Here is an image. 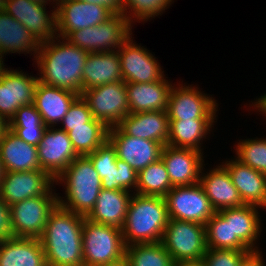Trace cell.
Returning <instances> with one entry per match:
<instances>
[{
	"label": "cell",
	"mask_w": 266,
	"mask_h": 266,
	"mask_svg": "<svg viewBox=\"0 0 266 266\" xmlns=\"http://www.w3.org/2000/svg\"><path fill=\"white\" fill-rule=\"evenodd\" d=\"M3 174H4V168L2 166V161H1V157H0V181L3 177Z\"/></svg>",
	"instance_id": "53"
},
{
	"label": "cell",
	"mask_w": 266,
	"mask_h": 266,
	"mask_svg": "<svg viewBox=\"0 0 266 266\" xmlns=\"http://www.w3.org/2000/svg\"><path fill=\"white\" fill-rule=\"evenodd\" d=\"M176 83L169 94L167 108L169 120L217 119L216 113L219 107L212 95L204 93L193 84L186 86L183 81L182 84L180 81Z\"/></svg>",
	"instance_id": "10"
},
{
	"label": "cell",
	"mask_w": 266,
	"mask_h": 266,
	"mask_svg": "<svg viewBox=\"0 0 266 266\" xmlns=\"http://www.w3.org/2000/svg\"><path fill=\"white\" fill-rule=\"evenodd\" d=\"M130 37L118 50L125 83H152L165 77L157 57Z\"/></svg>",
	"instance_id": "12"
},
{
	"label": "cell",
	"mask_w": 266,
	"mask_h": 266,
	"mask_svg": "<svg viewBox=\"0 0 266 266\" xmlns=\"http://www.w3.org/2000/svg\"><path fill=\"white\" fill-rule=\"evenodd\" d=\"M46 125L9 126V129L20 139L37 147L42 140Z\"/></svg>",
	"instance_id": "43"
},
{
	"label": "cell",
	"mask_w": 266,
	"mask_h": 266,
	"mask_svg": "<svg viewBox=\"0 0 266 266\" xmlns=\"http://www.w3.org/2000/svg\"><path fill=\"white\" fill-rule=\"evenodd\" d=\"M174 2V0H124L123 14L132 25H135L133 24L135 22L146 23L158 15L161 16Z\"/></svg>",
	"instance_id": "36"
},
{
	"label": "cell",
	"mask_w": 266,
	"mask_h": 266,
	"mask_svg": "<svg viewBox=\"0 0 266 266\" xmlns=\"http://www.w3.org/2000/svg\"><path fill=\"white\" fill-rule=\"evenodd\" d=\"M108 132L103 122L93 118L86 126L70 127L68 136L76 154L87 156L108 140Z\"/></svg>",
	"instance_id": "32"
},
{
	"label": "cell",
	"mask_w": 266,
	"mask_h": 266,
	"mask_svg": "<svg viewBox=\"0 0 266 266\" xmlns=\"http://www.w3.org/2000/svg\"><path fill=\"white\" fill-rule=\"evenodd\" d=\"M108 140L116 148L117 158L137 173L158 161L164 147L156 141L128 136L118 126L109 128Z\"/></svg>",
	"instance_id": "18"
},
{
	"label": "cell",
	"mask_w": 266,
	"mask_h": 266,
	"mask_svg": "<svg viewBox=\"0 0 266 266\" xmlns=\"http://www.w3.org/2000/svg\"><path fill=\"white\" fill-rule=\"evenodd\" d=\"M4 64L5 63L0 60V71H1V68L4 66Z\"/></svg>",
	"instance_id": "54"
},
{
	"label": "cell",
	"mask_w": 266,
	"mask_h": 266,
	"mask_svg": "<svg viewBox=\"0 0 266 266\" xmlns=\"http://www.w3.org/2000/svg\"><path fill=\"white\" fill-rule=\"evenodd\" d=\"M55 179L43 170L9 172L4 171L0 181V197L9 206L28 198L47 194Z\"/></svg>",
	"instance_id": "15"
},
{
	"label": "cell",
	"mask_w": 266,
	"mask_h": 266,
	"mask_svg": "<svg viewBox=\"0 0 266 266\" xmlns=\"http://www.w3.org/2000/svg\"><path fill=\"white\" fill-rule=\"evenodd\" d=\"M49 13L46 5L30 0H8L5 12L18 20L41 44L57 36L56 7Z\"/></svg>",
	"instance_id": "16"
},
{
	"label": "cell",
	"mask_w": 266,
	"mask_h": 266,
	"mask_svg": "<svg viewBox=\"0 0 266 266\" xmlns=\"http://www.w3.org/2000/svg\"><path fill=\"white\" fill-rule=\"evenodd\" d=\"M161 242L175 262L203 260L207 251L205 225L169 219Z\"/></svg>",
	"instance_id": "8"
},
{
	"label": "cell",
	"mask_w": 266,
	"mask_h": 266,
	"mask_svg": "<svg viewBox=\"0 0 266 266\" xmlns=\"http://www.w3.org/2000/svg\"><path fill=\"white\" fill-rule=\"evenodd\" d=\"M174 266H206L203 260L175 262Z\"/></svg>",
	"instance_id": "48"
},
{
	"label": "cell",
	"mask_w": 266,
	"mask_h": 266,
	"mask_svg": "<svg viewBox=\"0 0 266 266\" xmlns=\"http://www.w3.org/2000/svg\"><path fill=\"white\" fill-rule=\"evenodd\" d=\"M94 165L95 171L103 179V174H109L116 167L117 153L116 148L107 140L94 152L87 155Z\"/></svg>",
	"instance_id": "39"
},
{
	"label": "cell",
	"mask_w": 266,
	"mask_h": 266,
	"mask_svg": "<svg viewBox=\"0 0 266 266\" xmlns=\"http://www.w3.org/2000/svg\"><path fill=\"white\" fill-rule=\"evenodd\" d=\"M14 238L9 205L0 197V241Z\"/></svg>",
	"instance_id": "44"
},
{
	"label": "cell",
	"mask_w": 266,
	"mask_h": 266,
	"mask_svg": "<svg viewBox=\"0 0 266 266\" xmlns=\"http://www.w3.org/2000/svg\"><path fill=\"white\" fill-rule=\"evenodd\" d=\"M41 170L55 180L78 157L68 133L59 127H48L37 146Z\"/></svg>",
	"instance_id": "17"
},
{
	"label": "cell",
	"mask_w": 266,
	"mask_h": 266,
	"mask_svg": "<svg viewBox=\"0 0 266 266\" xmlns=\"http://www.w3.org/2000/svg\"><path fill=\"white\" fill-rule=\"evenodd\" d=\"M205 153L191 148L173 147L166 144L161 159L166 166L173 187L199 183Z\"/></svg>",
	"instance_id": "19"
},
{
	"label": "cell",
	"mask_w": 266,
	"mask_h": 266,
	"mask_svg": "<svg viewBox=\"0 0 266 266\" xmlns=\"http://www.w3.org/2000/svg\"><path fill=\"white\" fill-rule=\"evenodd\" d=\"M0 157L4 171L41 170L37 147L26 143L8 129L0 140Z\"/></svg>",
	"instance_id": "28"
},
{
	"label": "cell",
	"mask_w": 266,
	"mask_h": 266,
	"mask_svg": "<svg viewBox=\"0 0 266 266\" xmlns=\"http://www.w3.org/2000/svg\"><path fill=\"white\" fill-rule=\"evenodd\" d=\"M263 256L260 250L251 251L242 258L238 266H265L266 259Z\"/></svg>",
	"instance_id": "45"
},
{
	"label": "cell",
	"mask_w": 266,
	"mask_h": 266,
	"mask_svg": "<svg viewBox=\"0 0 266 266\" xmlns=\"http://www.w3.org/2000/svg\"><path fill=\"white\" fill-rule=\"evenodd\" d=\"M84 216L59 205L50 213L39 238L47 266H84L82 227Z\"/></svg>",
	"instance_id": "2"
},
{
	"label": "cell",
	"mask_w": 266,
	"mask_h": 266,
	"mask_svg": "<svg viewBox=\"0 0 266 266\" xmlns=\"http://www.w3.org/2000/svg\"><path fill=\"white\" fill-rule=\"evenodd\" d=\"M55 184L65 189L64 197L58 193V205L84 217L94 208L102 189L99 174L87 156H78L58 176Z\"/></svg>",
	"instance_id": "4"
},
{
	"label": "cell",
	"mask_w": 266,
	"mask_h": 266,
	"mask_svg": "<svg viewBox=\"0 0 266 266\" xmlns=\"http://www.w3.org/2000/svg\"><path fill=\"white\" fill-rule=\"evenodd\" d=\"M249 102V107H254L252 110L257 112H260L259 114H263V116L266 117V93L260 97H256V100L252 102V104ZM255 109V110H254Z\"/></svg>",
	"instance_id": "47"
},
{
	"label": "cell",
	"mask_w": 266,
	"mask_h": 266,
	"mask_svg": "<svg viewBox=\"0 0 266 266\" xmlns=\"http://www.w3.org/2000/svg\"><path fill=\"white\" fill-rule=\"evenodd\" d=\"M216 120V121H215ZM217 119L169 120L167 144L173 147L191 148L203 152L201 148L208 134L213 133Z\"/></svg>",
	"instance_id": "31"
},
{
	"label": "cell",
	"mask_w": 266,
	"mask_h": 266,
	"mask_svg": "<svg viewBox=\"0 0 266 266\" xmlns=\"http://www.w3.org/2000/svg\"><path fill=\"white\" fill-rule=\"evenodd\" d=\"M164 198L167 204L169 219L205 225L216 213L199 183L173 187Z\"/></svg>",
	"instance_id": "11"
},
{
	"label": "cell",
	"mask_w": 266,
	"mask_h": 266,
	"mask_svg": "<svg viewBox=\"0 0 266 266\" xmlns=\"http://www.w3.org/2000/svg\"><path fill=\"white\" fill-rule=\"evenodd\" d=\"M118 127L128 136L167 144L169 118L167 111L129 113Z\"/></svg>",
	"instance_id": "25"
},
{
	"label": "cell",
	"mask_w": 266,
	"mask_h": 266,
	"mask_svg": "<svg viewBox=\"0 0 266 266\" xmlns=\"http://www.w3.org/2000/svg\"><path fill=\"white\" fill-rule=\"evenodd\" d=\"M87 56L88 52L60 36L41 43L34 61L39 71V82L80 95Z\"/></svg>",
	"instance_id": "1"
},
{
	"label": "cell",
	"mask_w": 266,
	"mask_h": 266,
	"mask_svg": "<svg viewBox=\"0 0 266 266\" xmlns=\"http://www.w3.org/2000/svg\"><path fill=\"white\" fill-rule=\"evenodd\" d=\"M207 164L201 169L199 184L202 186L216 212L243 206L237 188L233 185L227 169L220 163L205 171ZM205 171V172H204Z\"/></svg>",
	"instance_id": "21"
},
{
	"label": "cell",
	"mask_w": 266,
	"mask_h": 266,
	"mask_svg": "<svg viewBox=\"0 0 266 266\" xmlns=\"http://www.w3.org/2000/svg\"><path fill=\"white\" fill-rule=\"evenodd\" d=\"M173 84L166 76L152 83H126L130 113L167 111Z\"/></svg>",
	"instance_id": "23"
},
{
	"label": "cell",
	"mask_w": 266,
	"mask_h": 266,
	"mask_svg": "<svg viewBox=\"0 0 266 266\" xmlns=\"http://www.w3.org/2000/svg\"><path fill=\"white\" fill-rule=\"evenodd\" d=\"M93 119L92 112L88 108L87 103L79 96L70 106L67 114L64 116L61 130L66 133L70 131V127L86 126V123Z\"/></svg>",
	"instance_id": "41"
},
{
	"label": "cell",
	"mask_w": 266,
	"mask_h": 266,
	"mask_svg": "<svg viewBox=\"0 0 266 266\" xmlns=\"http://www.w3.org/2000/svg\"><path fill=\"white\" fill-rule=\"evenodd\" d=\"M260 209L263 210L254 205L244 204L240 207L219 211L225 219H231L232 249L260 250L259 243H257L263 229Z\"/></svg>",
	"instance_id": "20"
},
{
	"label": "cell",
	"mask_w": 266,
	"mask_h": 266,
	"mask_svg": "<svg viewBox=\"0 0 266 266\" xmlns=\"http://www.w3.org/2000/svg\"><path fill=\"white\" fill-rule=\"evenodd\" d=\"M100 266H130V264H129V261H128L127 257L124 256V257H122L119 260H116L114 262L107 263V264H104V265H100Z\"/></svg>",
	"instance_id": "49"
},
{
	"label": "cell",
	"mask_w": 266,
	"mask_h": 266,
	"mask_svg": "<svg viewBox=\"0 0 266 266\" xmlns=\"http://www.w3.org/2000/svg\"><path fill=\"white\" fill-rule=\"evenodd\" d=\"M132 194L126 190H106L102 188L94 208L85 218L97 224L122 229Z\"/></svg>",
	"instance_id": "27"
},
{
	"label": "cell",
	"mask_w": 266,
	"mask_h": 266,
	"mask_svg": "<svg viewBox=\"0 0 266 266\" xmlns=\"http://www.w3.org/2000/svg\"><path fill=\"white\" fill-rule=\"evenodd\" d=\"M130 266H174L175 261L162 242L126 246Z\"/></svg>",
	"instance_id": "34"
},
{
	"label": "cell",
	"mask_w": 266,
	"mask_h": 266,
	"mask_svg": "<svg viewBox=\"0 0 266 266\" xmlns=\"http://www.w3.org/2000/svg\"><path fill=\"white\" fill-rule=\"evenodd\" d=\"M55 186L47 194L16 202L9 206L14 237L40 238L50 213L58 205Z\"/></svg>",
	"instance_id": "7"
},
{
	"label": "cell",
	"mask_w": 266,
	"mask_h": 266,
	"mask_svg": "<svg viewBox=\"0 0 266 266\" xmlns=\"http://www.w3.org/2000/svg\"><path fill=\"white\" fill-rule=\"evenodd\" d=\"M114 13L95 3L58 0L56 6L57 36L67 38L72 32L106 22Z\"/></svg>",
	"instance_id": "14"
},
{
	"label": "cell",
	"mask_w": 266,
	"mask_h": 266,
	"mask_svg": "<svg viewBox=\"0 0 266 266\" xmlns=\"http://www.w3.org/2000/svg\"><path fill=\"white\" fill-rule=\"evenodd\" d=\"M207 248L232 249L231 219L218 211L205 224Z\"/></svg>",
	"instance_id": "37"
},
{
	"label": "cell",
	"mask_w": 266,
	"mask_h": 266,
	"mask_svg": "<svg viewBox=\"0 0 266 266\" xmlns=\"http://www.w3.org/2000/svg\"><path fill=\"white\" fill-rule=\"evenodd\" d=\"M30 1L43 5H48V3L50 4L52 2L51 4H53V7H56L58 3V0H30Z\"/></svg>",
	"instance_id": "51"
},
{
	"label": "cell",
	"mask_w": 266,
	"mask_h": 266,
	"mask_svg": "<svg viewBox=\"0 0 266 266\" xmlns=\"http://www.w3.org/2000/svg\"><path fill=\"white\" fill-rule=\"evenodd\" d=\"M84 266H100L125 256L122 230L84 218L82 227Z\"/></svg>",
	"instance_id": "5"
},
{
	"label": "cell",
	"mask_w": 266,
	"mask_h": 266,
	"mask_svg": "<svg viewBox=\"0 0 266 266\" xmlns=\"http://www.w3.org/2000/svg\"><path fill=\"white\" fill-rule=\"evenodd\" d=\"M249 252L251 250L207 248L203 261L206 266H238Z\"/></svg>",
	"instance_id": "40"
},
{
	"label": "cell",
	"mask_w": 266,
	"mask_h": 266,
	"mask_svg": "<svg viewBox=\"0 0 266 266\" xmlns=\"http://www.w3.org/2000/svg\"><path fill=\"white\" fill-rule=\"evenodd\" d=\"M8 0H0V12H4L6 5H7Z\"/></svg>",
	"instance_id": "52"
},
{
	"label": "cell",
	"mask_w": 266,
	"mask_h": 266,
	"mask_svg": "<svg viewBox=\"0 0 266 266\" xmlns=\"http://www.w3.org/2000/svg\"><path fill=\"white\" fill-rule=\"evenodd\" d=\"M9 69V70H8ZM19 69L6 68L0 71V115L8 122L16 111L25 105L32 104L39 79Z\"/></svg>",
	"instance_id": "13"
},
{
	"label": "cell",
	"mask_w": 266,
	"mask_h": 266,
	"mask_svg": "<svg viewBox=\"0 0 266 266\" xmlns=\"http://www.w3.org/2000/svg\"><path fill=\"white\" fill-rule=\"evenodd\" d=\"M133 25L123 13L106 22L72 32L66 39L88 53L117 51L131 36Z\"/></svg>",
	"instance_id": "6"
},
{
	"label": "cell",
	"mask_w": 266,
	"mask_h": 266,
	"mask_svg": "<svg viewBox=\"0 0 266 266\" xmlns=\"http://www.w3.org/2000/svg\"><path fill=\"white\" fill-rule=\"evenodd\" d=\"M30 125H45L33 103L20 107L9 121V126Z\"/></svg>",
	"instance_id": "42"
},
{
	"label": "cell",
	"mask_w": 266,
	"mask_h": 266,
	"mask_svg": "<svg viewBox=\"0 0 266 266\" xmlns=\"http://www.w3.org/2000/svg\"><path fill=\"white\" fill-rule=\"evenodd\" d=\"M82 2L95 3L105 6L110 9L114 14L123 13L124 0H79Z\"/></svg>",
	"instance_id": "46"
},
{
	"label": "cell",
	"mask_w": 266,
	"mask_h": 266,
	"mask_svg": "<svg viewBox=\"0 0 266 266\" xmlns=\"http://www.w3.org/2000/svg\"><path fill=\"white\" fill-rule=\"evenodd\" d=\"M40 43L32 36L24 25L8 13L0 12V60L8 53L33 54L35 61Z\"/></svg>",
	"instance_id": "29"
},
{
	"label": "cell",
	"mask_w": 266,
	"mask_h": 266,
	"mask_svg": "<svg viewBox=\"0 0 266 266\" xmlns=\"http://www.w3.org/2000/svg\"><path fill=\"white\" fill-rule=\"evenodd\" d=\"M79 96L76 92L38 82L33 104L47 127H58L72 103Z\"/></svg>",
	"instance_id": "24"
},
{
	"label": "cell",
	"mask_w": 266,
	"mask_h": 266,
	"mask_svg": "<svg viewBox=\"0 0 266 266\" xmlns=\"http://www.w3.org/2000/svg\"><path fill=\"white\" fill-rule=\"evenodd\" d=\"M234 147L237 160L266 175V138L240 139Z\"/></svg>",
	"instance_id": "35"
},
{
	"label": "cell",
	"mask_w": 266,
	"mask_h": 266,
	"mask_svg": "<svg viewBox=\"0 0 266 266\" xmlns=\"http://www.w3.org/2000/svg\"><path fill=\"white\" fill-rule=\"evenodd\" d=\"M172 188L161 158L138 172L136 194L165 197Z\"/></svg>",
	"instance_id": "33"
},
{
	"label": "cell",
	"mask_w": 266,
	"mask_h": 266,
	"mask_svg": "<svg viewBox=\"0 0 266 266\" xmlns=\"http://www.w3.org/2000/svg\"><path fill=\"white\" fill-rule=\"evenodd\" d=\"M8 129L9 122L3 116L0 115V140Z\"/></svg>",
	"instance_id": "50"
},
{
	"label": "cell",
	"mask_w": 266,
	"mask_h": 266,
	"mask_svg": "<svg viewBox=\"0 0 266 266\" xmlns=\"http://www.w3.org/2000/svg\"><path fill=\"white\" fill-rule=\"evenodd\" d=\"M168 221L164 197L133 193L121 229L125 246L161 242Z\"/></svg>",
	"instance_id": "3"
},
{
	"label": "cell",
	"mask_w": 266,
	"mask_h": 266,
	"mask_svg": "<svg viewBox=\"0 0 266 266\" xmlns=\"http://www.w3.org/2000/svg\"><path fill=\"white\" fill-rule=\"evenodd\" d=\"M113 82H123L118 52L88 53L82 72V91Z\"/></svg>",
	"instance_id": "26"
},
{
	"label": "cell",
	"mask_w": 266,
	"mask_h": 266,
	"mask_svg": "<svg viewBox=\"0 0 266 266\" xmlns=\"http://www.w3.org/2000/svg\"><path fill=\"white\" fill-rule=\"evenodd\" d=\"M226 159L221 164L229 172L243 203L266 210V175L241 163L235 157L232 160Z\"/></svg>",
	"instance_id": "22"
},
{
	"label": "cell",
	"mask_w": 266,
	"mask_h": 266,
	"mask_svg": "<svg viewBox=\"0 0 266 266\" xmlns=\"http://www.w3.org/2000/svg\"><path fill=\"white\" fill-rule=\"evenodd\" d=\"M80 96L87 103L93 118L103 122L108 128L118 126L130 113L124 81L82 91Z\"/></svg>",
	"instance_id": "9"
},
{
	"label": "cell",
	"mask_w": 266,
	"mask_h": 266,
	"mask_svg": "<svg viewBox=\"0 0 266 266\" xmlns=\"http://www.w3.org/2000/svg\"><path fill=\"white\" fill-rule=\"evenodd\" d=\"M116 167L109 174H103L102 188L136 193L138 173L125 161L118 158L116 159Z\"/></svg>",
	"instance_id": "38"
},
{
	"label": "cell",
	"mask_w": 266,
	"mask_h": 266,
	"mask_svg": "<svg viewBox=\"0 0 266 266\" xmlns=\"http://www.w3.org/2000/svg\"><path fill=\"white\" fill-rule=\"evenodd\" d=\"M0 266H47L40 239L14 237L0 241Z\"/></svg>",
	"instance_id": "30"
}]
</instances>
